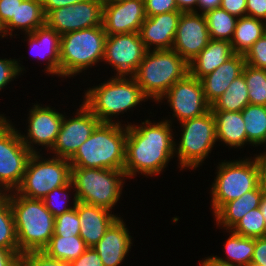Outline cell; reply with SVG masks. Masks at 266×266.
Here are the masks:
<instances>
[{
    "instance_id": "cell-1",
    "label": "cell",
    "mask_w": 266,
    "mask_h": 266,
    "mask_svg": "<svg viewBox=\"0 0 266 266\" xmlns=\"http://www.w3.org/2000/svg\"><path fill=\"white\" fill-rule=\"evenodd\" d=\"M171 120L151 123L148 119L140 126L127 125L124 172L126 177L140 172L153 176L160 174L175 153ZM153 174V175H152Z\"/></svg>"
},
{
    "instance_id": "cell-2",
    "label": "cell",
    "mask_w": 266,
    "mask_h": 266,
    "mask_svg": "<svg viewBox=\"0 0 266 266\" xmlns=\"http://www.w3.org/2000/svg\"><path fill=\"white\" fill-rule=\"evenodd\" d=\"M5 195L13 212L20 255L42 251L54 234L55 217L41 199L27 198L14 191Z\"/></svg>"
},
{
    "instance_id": "cell-3",
    "label": "cell",
    "mask_w": 266,
    "mask_h": 266,
    "mask_svg": "<svg viewBox=\"0 0 266 266\" xmlns=\"http://www.w3.org/2000/svg\"><path fill=\"white\" fill-rule=\"evenodd\" d=\"M100 123L69 160L71 167L123 170L127 125Z\"/></svg>"
},
{
    "instance_id": "cell-4",
    "label": "cell",
    "mask_w": 266,
    "mask_h": 266,
    "mask_svg": "<svg viewBox=\"0 0 266 266\" xmlns=\"http://www.w3.org/2000/svg\"><path fill=\"white\" fill-rule=\"evenodd\" d=\"M188 74L189 64L173 49H168L147 51L133 77L144 95L157 102Z\"/></svg>"
},
{
    "instance_id": "cell-5",
    "label": "cell",
    "mask_w": 266,
    "mask_h": 266,
    "mask_svg": "<svg viewBox=\"0 0 266 266\" xmlns=\"http://www.w3.org/2000/svg\"><path fill=\"white\" fill-rule=\"evenodd\" d=\"M83 104L101 123H113L112 117L136 107L148 98L133 76H115L85 92ZM124 111V112H123ZM117 114V115H116Z\"/></svg>"
},
{
    "instance_id": "cell-6",
    "label": "cell",
    "mask_w": 266,
    "mask_h": 266,
    "mask_svg": "<svg viewBox=\"0 0 266 266\" xmlns=\"http://www.w3.org/2000/svg\"><path fill=\"white\" fill-rule=\"evenodd\" d=\"M106 37L103 25L61 35V76H74L102 62Z\"/></svg>"
},
{
    "instance_id": "cell-7",
    "label": "cell",
    "mask_w": 266,
    "mask_h": 266,
    "mask_svg": "<svg viewBox=\"0 0 266 266\" xmlns=\"http://www.w3.org/2000/svg\"><path fill=\"white\" fill-rule=\"evenodd\" d=\"M125 177L123 170L71 167L77 201L108 210L119 201Z\"/></svg>"
},
{
    "instance_id": "cell-8",
    "label": "cell",
    "mask_w": 266,
    "mask_h": 266,
    "mask_svg": "<svg viewBox=\"0 0 266 266\" xmlns=\"http://www.w3.org/2000/svg\"><path fill=\"white\" fill-rule=\"evenodd\" d=\"M259 185V155L254 160L222 162L212 184L211 206L214 214L227 202L241 197Z\"/></svg>"
},
{
    "instance_id": "cell-9",
    "label": "cell",
    "mask_w": 266,
    "mask_h": 266,
    "mask_svg": "<svg viewBox=\"0 0 266 266\" xmlns=\"http://www.w3.org/2000/svg\"><path fill=\"white\" fill-rule=\"evenodd\" d=\"M70 181L69 160L54 156L51 159H42L41 154L33 153L15 192L27 198L42 200L53 189L65 186Z\"/></svg>"
},
{
    "instance_id": "cell-10",
    "label": "cell",
    "mask_w": 266,
    "mask_h": 266,
    "mask_svg": "<svg viewBox=\"0 0 266 266\" xmlns=\"http://www.w3.org/2000/svg\"><path fill=\"white\" fill-rule=\"evenodd\" d=\"M182 137L175 148L181 168H196L217 141L215 118L210 109L205 114L182 122ZM177 149V150H176Z\"/></svg>"
},
{
    "instance_id": "cell-11",
    "label": "cell",
    "mask_w": 266,
    "mask_h": 266,
    "mask_svg": "<svg viewBox=\"0 0 266 266\" xmlns=\"http://www.w3.org/2000/svg\"><path fill=\"white\" fill-rule=\"evenodd\" d=\"M13 127L0 115V190L5 194L18 188L33 154Z\"/></svg>"
},
{
    "instance_id": "cell-12",
    "label": "cell",
    "mask_w": 266,
    "mask_h": 266,
    "mask_svg": "<svg viewBox=\"0 0 266 266\" xmlns=\"http://www.w3.org/2000/svg\"><path fill=\"white\" fill-rule=\"evenodd\" d=\"M146 52L139 32L107 35L103 61L114 67L116 76H133Z\"/></svg>"
},
{
    "instance_id": "cell-13",
    "label": "cell",
    "mask_w": 266,
    "mask_h": 266,
    "mask_svg": "<svg viewBox=\"0 0 266 266\" xmlns=\"http://www.w3.org/2000/svg\"><path fill=\"white\" fill-rule=\"evenodd\" d=\"M104 0H84L45 16V24L60 35L102 25Z\"/></svg>"
},
{
    "instance_id": "cell-14",
    "label": "cell",
    "mask_w": 266,
    "mask_h": 266,
    "mask_svg": "<svg viewBox=\"0 0 266 266\" xmlns=\"http://www.w3.org/2000/svg\"><path fill=\"white\" fill-rule=\"evenodd\" d=\"M163 98H168L173 117H177L180 123L199 117L211 109L204 97L201 80L190 74L175 82L158 102Z\"/></svg>"
},
{
    "instance_id": "cell-15",
    "label": "cell",
    "mask_w": 266,
    "mask_h": 266,
    "mask_svg": "<svg viewBox=\"0 0 266 266\" xmlns=\"http://www.w3.org/2000/svg\"><path fill=\"white\" fill-rule=\"evenodd\" d=\"M76 115L69 120L66 116L63 117L56 141L51 148L56 157L70 160L101 123L83 103Z\"/></svg>"
},
{
    "instance_id": "cell-16",
    "label": "cell",
    "mask_w": 266,
    "mask_h": 266,
    "mask_svg": "<svg viewBox=\"0 0 266 266\" xmlns=\"http://www.w3.org/2000/svg\"><path fill=\"white\" fill-rule=\"evenodd\" d=\"M210 41L207 20L204 14L182 12L178 21L172 49L188 64Z\"/></svg>"
},
{
    "instance_id": "cell-17",
    "label": "cell",
    "mask_w": 266,
    "mask_h": 266,
    "mask_svg": "<svg viewBox=\"0 0 266 266\" xmlns=\"http://www.w3.org/2000/svg\"><path fill=\"white\" fill-rule=\"evenodd\" d=\"M146 18L144 0H104L102 25L107 35L139 32Z\"/></svg>"
},
{
    "instance_id": "cell-18",
    "label": "cell",
    "mask_w": 266,
    "mask_h": 266,
    "mask_svg": "<svg viewBox=\"0 0 266 266\" xmlns=\"http://www.w3.org/2000/svg\"><path fill=\"white\" fill-rule=\"evenodd\" d=\"M29 112L27 137L19 133L22 142L32 153H39L33 148V143L51 150L59 133L64 115L52 110L51 107H41L37 104Z\"/></svg>"
},
{
    "instance_id": "cell-19",
    "label": "cell",
    "mask_w": 266,
    "mask_h": 266,
    "mask_svg": "<svg viewBox=\"0 0 266 266\" xmlns=\"http://www.w3.org/2000/svg\"><path fill=\"white\" fill-rule=\"evenodd\" d=\"M182 11L147 16L141 25L139 34L147 51L172 49L178 21Z\"/></svg>"
},
{
    "instance_id": "cell-20",
    "label": "cell",
    "mask_w": 266,
    "mask_h": 266,
    "mask_svg": "<svg viewBox=\"0 0 266 266\" xmlns=\"http://www.w3.org/2000/svg\"><path fill=\"white\" fill-rule=\"evenodd\" d=\"M124 221L118 217L93 247L104 266H118L131 248L132 240Z\"/></svg>"
},
{
    "instance_id": "cell-21",
    "label": "cell",
    "mask_w": 266,
    "mask_h": 266,
    "mask_svg": "<svg viewBox=\"0 0 266 266\" xmlns=\"http://www.w3.org/2000/svg\"><path fill=\"white\" fill-rule=\"evenodd\" d=\"M75 208L80 221V237L88 247H94L118 218L108 209L77 201Z\"/></svg>"
},
{
    "instance_id": "cell-22",
    "label": "cell",
    "mask_w": 266,
    "mask_h": 266,
    "mask_svg": "<svg viewBox=\"0 0 266 266\" xmlns=\"http://www.w3.org/2000/svg\"><path fill=\"white\" fill-rule=\"evenodd\" d=\"M244 65V55L235 54L212 73L200 79L204 97L210 106L227 90L231 82L242 74Z\"/></svg>"
},
{
    "instance_id": "cell-23",
    "label": "cell",
    "mask_w": 266,
    "mask_h": 266,
    "mask_svg": "<svg viewBox=\"0 0 266 266\" xmlns=\"http://www.w3.org/2000/svg\"><path fill=\"white\" fill-rule=\"evenodd\" d=\"M29 37V38H28ZM31 52L39 59H47V72L50 74H60V45L61 35L46 24L37 28L33 33L27 34ZM36 50V51H35ZM42 52V53H41ZM44 57V58H43Z\"/></svg>"
},
{
    "instance_id": "cell-24",
    "label": "cell",
    "mask_w": 266,
    "mask_h": 266,
    "mask_svg": "<svg viewBox=\"0 0 266 266\" xmlns=\"http://www.w3.org/2000/svg\"><path fill=\"white\" fill-rule=\"evenodd\" d=\"M234 55L229 41L210 39L208 45L189 63V74L200 80Z\"/></svg>"
},
{
    "instance_id": "cell-25",
    "label": "cell",
    "mask_w": 266,
    "mask_h": 266,
    "mask_svg": "<svg viewBox=\"0 0 266 266\" xmlns=\"http://www.w3.org/2000/svg\"><path fill=\"white\" fill-rule=\"evenodd\" d=\"M264 193L260 184L241 197L225 203L215 214L217 225L230 230L246 213L260 206Z\"/></svg>"
},
{
    "instance_id": "cell-26",
    "label": "cell",
    "mask_w": 266,
    "mask_h": 266,
    "mask_svg": "<svg viewBox=\"0 0 266 266\" xmlns=\"http://www.w3.org/2000/svg\"><path fill=\"white\" fill-rule=\"evenodd\" d=\"M212 113L215 118L217 141H223L231 148L248 144L241 111L212 110Z\"/></svg>"
},
{
    "instance_id": "cell-27",
    "label": "cell",
    "mask_w": 266,
    "mask_h": 266,
    "mask_svg": "<svg viewBox=\"0 0 266 266\" xmlns=\"http://www.w3.org/2000/svg\"><path fill=\"white\" fill-rule=\"evenodd\" d=\"M44 25L45 14L41 0H23L21 4H18L16 19H12L5 28L7 36L9 34L12 37L14 29H23L25 34H30Z\"/></svg>"
},
{
    "instance_id": "cell-28",
    "label": "cell",
    "mask_w": 266,
    "mask_h": 266,
    "mask_svg": "<svg viewBox=\"0 0 266 266\" xmlns=\"http://www.w3.org/2000/svg\"><path fill=\"white\" fill-rule=\"evenodd\" d=\"M265 32V21L249 16L239 17L230 42L235 54L245 55Z\"/></svg>"
},
{
    "instance_id": "cell-29",
    "label": "cell",
    "mask_w": 266,
    "mask_h": 266,
    "mask_svg": "<svg viewBox=\"0 0 266 266\" xmlns=\"http://www.w3.org/2000/svg\"><path fill=\"white\" fill-rule=\"evenodd\" d=\"M87 248L80 236L53 235L42 251L52 258L70 263L79 258Z\"/></svg>"
},
{
    "instance_id": "cell-30",
    "label": "cell",
    "mask_w": 266,
    "mask_h": 266,
    "mask_svg": "<svg viewBox=\"0 0 266 266\" xmlns=\"http://www.w3.org/2000/svg\"><path fill=\"white\" fill-rule=\"evenodd\" d=\"M231 235L225 243L226 260L213 256L216 260L233 266H250L254 252V238H248L229 230Z\"/></svg>"
},
{
    "instance_id": "cell-31",
    "label": "cell",
    "mask_w": 266,
    "mask_h": 266,
    "mask_svg": "<svg viewBox=\"0 0 266 266\" xmlns=\"http://www.w3.org/2000/svg\"><path fill=\"white\" fill-rule=\"evenodd\" d=\"M244 75L235 78L227 90L211 105V110L242 111L249 102Z\"/></svg>"
},
{
    "instance_id": "cell-32",
    "label": "cell",
    "mask_w": 266,
    "mask_h": 266,
    "mask_svg": "<svg viewBox=\"0 0 266 266\" xmlns=\"http://www.w3.org/2000/svg\"><path fill=\"white\" fill-rule=\"evenodd\" d=\"M241 113L249 144H266V106L248 104Z\"/></svg>"
},
{
    "instance_id": "cell-33",
    "label": "cell",
    "mask_w": 266,
    "mask_h": 266,
    "mask_svg": "<svg viewBox=\"0 0 266 266\" xmlns=\"http://www.w3.org/2000/svg\"><path fill=\"white\" fill-rule=\"evenodd\" d=\"M210 39L231 42L238 17L219 7L204 14Z\"/></svg>"
},
{
    "instance_id": "cell-34",
    "label": "cell",
    "mask_w": 266,
    "mask_h": 266,
    "mask_svg": "<svg viewBox=\"0 0 266 266\" xmlns=\"http://www.w3.org/2000/svg\"><path fill=\"white\" fill-rule=\"evenodd\" d=\"M0 247L19 252L13 212L5 194L0 196Z\"/></svg>"
},
{
    "instance_id": "cell-35",
    "label": "cell",
    "mask_w": 266,
    "mask_h": 266,
    "mask_svg": "<svg viewBox=\"0 0 266 266\" xmlns=\"http://www.w3.org/2000/svg\"><path fill=\"white\" fill-rule=\"evenodd\" d=\"M242 74L249 91L250 104L266 106V69L256 68L245 63Z\"/></svg>"
},
{
    "instance_id": "cell-36",
    "label": "cell",
    "mask_w": 266,
    "mask_h": 266,
    "mask_svg": "<svg viewBox=\"0 0 266 266\" xmlns=\"http://www.w3.org/2000/svg\"><path fill=\"white\" fill-rule=\"evenodd\" d=\"M230 230L248 238L266 236V222L260 208L250 210Z\"/></svg>"
},
{
    "instance_id": "cell-37",
    "label": "cell",
    "mask_w": 266,
    "mask_h": 266,
    "mask_svg": "<svg viewBox=\"0 0 266 266\" xmlns=\"http://www.w3.org/2000/svg\"><path fill=\"white\" fill-rule=\"evenodd\" d=\"M58 236H79L80 221L76 208L55 217L54 234Z\"/></svg>"
},
{
    "instance_id": "cell-38",
    "label": "cell",
    "mask_w": 266,
    "mask_h": 266,
    "mask_svg": "<svg viewBox=\"0 0 266 266\" xmlns=\"http://www.w3.org/2000/svg\"><path fill=\"white\" fill-rule=\"evenodd\" d=\"M73 186V183L72 181H70L67 185L65 186H61V187H58V188H55L53 189L51 192H49L42 200L46 206V208L53 214L54 217H57L59 215H62L63 213H66V212H69L70 210H72L73 208H75V204L77 202V199L76 197L73 198V205L72 207H70L69 205H66V203L62 204L63 207L61 206V204H59L60 202V199H59V202H58V199L59 197H57L60 193L61 196L64 198V196L66 197V199L68 200V194H66V191L71 187ZM55 196V197H54ZM64 198V200H66ZM56 200V202H55ZM63 200V201H64ZM58 204V205H57ZM60 205V206H59ZM57 206V207H56ZM69 206V207H68ZM62 207V208H60Z\"/></svg>"
},
{
    "instance_id": "cell-39",
    "label": "cell",
    "mask_w": 266,
    "mask_h": 266,
    "mask_svg": "<svg viewBox=\"0 0 266 266\" xmlns=\"http://www.w3.org/2000/svg\"><path fill=\"white\" fill-rule=\"evenodd\" d=\"M244 57L246 64L266 69V32L252 45Z\"/></svg>"
},
{
    "instance_id": "cell-40",
    "label": "cell",
    "mask_w": 266,
    "mask_h": 266,
    "mask_svg": "<svg viewBox=\"0 0 266 266\" xmlns=\"http://www.w3.org/2000/svg\"><path fill=\"white\" fill-rule=\"evenodd\" d=\"M18 63L15 59H0V90L24 69Z\"/></svg>"
},
{
    "instance_id": "cell-41",
    "label": "cell",
    "mask_w": 266,
    "mask_h": 266,
    "mask_svg": "<svg viewBox=\"0 0 266 266\" xmlns=\"http://www.w3.org/2000/svg\"><path fill=\"white\" fill-rule=\"evenodd\" d=\"M32 266H70L66 261L48 256L44 251H30L22 255Z\"/></svg>"
},
{
    "instance_id": "cell-42",
    "label": "cell",
    "mask_w": 266,
    "mask_h": 266,
    "mask_svg": "<svg viewBox=\"0 0 266 266\" xmlns=\"http://www.w3.org/2000/svg\"><path fill=\"white\" fill-rule=\"evenodd\" d=\"M144 7L147 16L180 11L175 0H144Z\"/></svg>"
},
{
    "instance_id": "cell-43",
    "label": "cell",
    "mask_w": 266,
    "mask_h": 266,
    "mask_svg": "<svg viewBox=\"0 0 266 266\" xmlns=\"http://www.w3.org/2000/svg\"><path fill=\"white\" fill-rule=\"evenodd\" d=\"M69 264L70 266H104L99 254L93 247H88L79 258Z\"/></svg>"
},
{
    "instance_id": "cell-44",
    "label": "cell",
    "mask_w": 266,
    "mask_h": 266,
    "mask_svg": "<svg viewBox=\"0 0 266 266\" xmlns=\"http://www.w3.org/2000/svg\"><path fill=\"white\" fill-rule=\"evenodd\" d=\"M23 0H0V19L6 26L12 19H16L18 4Z\"/></svg>"
},
{
    "instance_id": "cell-45",
    "label": "cell",
    "mask_w": 266,
    "mask_h": 266,
    "mask_svg": "<svg viewBox=\"0 0 266 266\" xmlns=\"http://www.w3.org/2000/svg\"><path fill=\"white\" fill-rule=\"evenodd\" d=\"M250 266H266V236L254 239V252Z\"/></svg>"
},
{
    "instance_id": "cell-46",
    "label": "cell",
    "mask_w": 266,
    "mask_h": 266,
    "mask_svg": "<svg viewBox=\"0 0 266 266\" xmlns=\"http://www.w3.org/2000/svg\"><path fill=\"white\" fill-rule=\"evenodd\" d=\"M246 16L266 22V0H246Z\"/></svg>"
},
{
    "instance_id": "cell-47",
    "label": "cell",
    "mask_w": 266,
    "mask_h": 266,
    "mask_svg": "<svg viewBox=\"0 0 266 266\" xmlns=\"http://www.w3.org/2000/svg\"><path fill=\"white\" fill-rule=\"evenodd\" d=\"M220 7L238 18L246 16V0H222Z\"/></svg>"
},
{
    "instance_id": "cell-48",
    "label": "cell",
    "mask_w": 266,
    "mask_h": 266,
    "mask_svg": "<svg viewBox=\"0 0 266 266\" xmlns=\"http://www.w3.org/2000/svg\"><path fill=\"white\" fill-rule=\"evenodd\" d=\"M84 0H41L45 16L52 10L68 5H74Z\"/></svg>"
},
{
    "instance_id": "cell-49",
    "label": "cell",
    "mask_w": 266,
    "mask_h": 266,
    "mask_svg": "<svg viewBox=\"0 0 266 266\" xmlns=\"http://www.w3.org/2000/svg\"><path fill=\"white\" fill-rule=\"evenodd\" d=\"M19 252H12L0 247V266H13V263L20 257Z\"/></svg>"
},
{
    "instance_id": "cell-50",
    "label": "cell",
    "mask_w": 266,
    "mask_h": 266,
    "mask_svg": "<svg viewBox=\"0 0 266 266\" xmlns=\"http://www.w3.org/2000/svg\"><path fill=\"white\" fill-rule=\"evenodd\" d=\"M259 184L266 195V152L259 155Z\"/></svg>"
},
{
    "instance_id": "cell-51",
    "label": "cell",
    "mask_w": 266,
    "mask_h": 266,
    "mask_svg": "<svg viewBox=\"0 0 266 266\" xmlns=\"http://www.w3.org/2000/svg\"><path fill=\"white\" fill-rule=\"evenodd\" d=\"M222 0H198L197 6L201 9V14H206L208 11L219 8Z\"/></svg>"
},
{
    "instance_id": "cell-52",
    "label": "cell",
    "mask_w": 266,
    "mask_h": 266,
    "mask_svg": "<svg viewBox=\"0 0 266 266\" xmlns=\"http://www.w3.org/2000/svg\"><path fill=\"white\" fill-rule=\"evenodd\" d=\"M178 10L182 12H197L195 5L197 6L198 0H175Z\"/></svg>"
},
{
    "instance_id": "cell-53",
    "label": "cell",
    "mask_w": 266,
    "mask_h": 266,
    "mask_svg": "<svg viewBox=\"0 0 266 266\" xmlns=\"http://www.w3.org/2000/svg\"><path fill=\"white\" fill-rule=\"evenodd\" d=\"M200 264L201 266H233L231 264L218 261L213 256L207 257L206 259L202 260V263Z\"/></svg>"
},
{
    "instance_id": "cell-54",
    "label": "cell",
    "mask_w": 266,
    "mask_h": 266,
    "mask_svg": "<svg viewBox=\"0 0 266 266\" xmlns=\"http://www.w3.org/2000/svg\"><path fill=\"white\" fill-rule=\"evenodd\" d=\"M259 208L266 222V195L265 194L262 196Z\"/></svg>"
},
{
    "instance_id": "cell-55",
    "label": "cell",
    "mask_w": 266,
    "mask_h": 266,
    "mask_svg": "<svg viewBox=\"0 0 266 266\" xmlns=\"http://www.w3.org/2000/svg\"><path fill=\"white\" fill-rule=\"evenodd\" d=\"M13 266H32L23 256H20L14 263Z\"/></svg>"
},
{
    "instance_id": "cell-56",
    "label": "cell",
    "mask_w": 266,
    "mask_h": 266,
    "mask_svg": "<svg viewBox=\"0 0 266 266\" xmlns=\"http://www.w3.org/2000/svg\"><path fill=\"white\" fill-rule=\"evenodd\" d=\"M0 33L2 34V35L0 34L2 38H4L7 35L5 25L1 19H0Z\"/></svg>"
},
{
    "instance_id": "cell-57",
    "label": "cell",
    "mask_w": 266,
    "mask_h": 266,
    "mask_svg": "<svg viewBox=\"0 0 266 266\" xmlns=\"http://www.w3.org/2000/svg\"><path fill=\"white\" fill-rule=\"evenodd\" d=\"M3 194H5V193H2V190H0V196H2Z\"/></svg>"
}]
</instances>
